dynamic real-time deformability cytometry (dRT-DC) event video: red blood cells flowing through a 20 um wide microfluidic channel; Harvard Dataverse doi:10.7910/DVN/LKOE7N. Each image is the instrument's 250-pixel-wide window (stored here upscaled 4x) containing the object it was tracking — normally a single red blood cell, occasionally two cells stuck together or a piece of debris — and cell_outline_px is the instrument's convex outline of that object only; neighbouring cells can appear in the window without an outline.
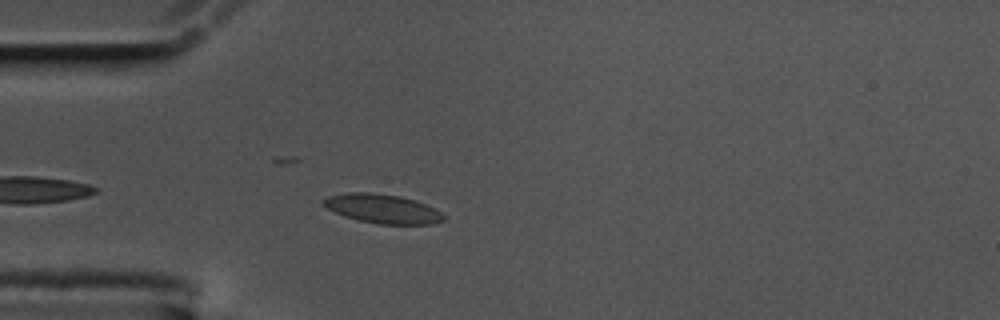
{"species": "common noctule bat (a hibernating species)", "species_latin": "Nyctalus noctula", "temperature_condition": "cold", "stored_images_in_passage": 45, "segment_of_instrument_passage": [1, 2], "camera_frame_rate_fps": 3000, "um_per_image_px": 0.085, "animal": {"sex": "male", "body_mass_g": 17.5, "forearm_length_mm": 52.3}, "frame": {"image": 1, "passage_image": 5, "time_ms": 1.333, "image_size_px": [1000, 320], "cell_outline_px": [[444, 220], [432, 224], [380, 224], [360, 220], [344, 216], [328, 208], [320, 200], [328, 196], [348, 192], [368, 192], [400, 196], [424, 204], [440, 212], [444, 216]], "centroid_in_image_um": [32.48, 17.74], "position_along_channel_um": 52.5, "area_um2": 20.0}}
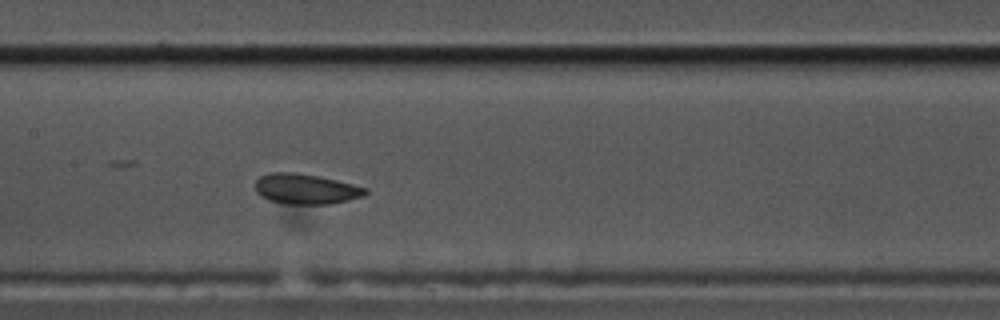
{"frame": {"image": 2, "passage_image": 17, "time_ms": 5.333, "image_size_px": [1000, 320], "cell_outline_px": [[368, 192], [364, 196], [332, 204], [284, 204], [268, 200], [260, 196], [256, 192], [256, 180], [260, 176], [268, 172], [296, 172], [336, 180], [368, 188]], "centroid_in_image_um": [25.98, 16.07], "position_along_channel_um": 181.4, "area_um2": 19.59}}
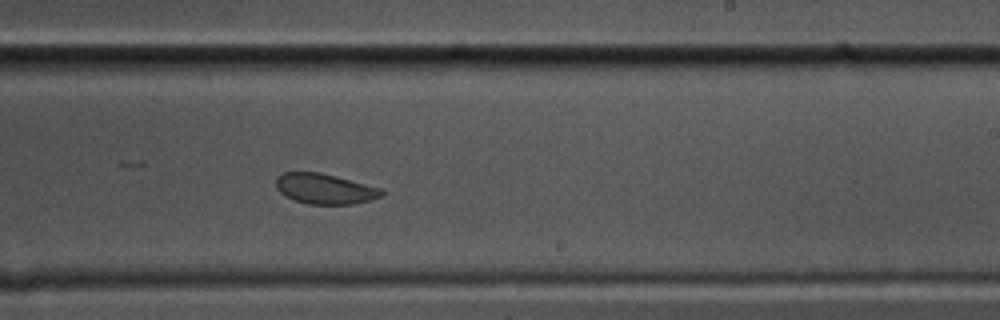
{"frame": {"image": 3, "passage_image": 24, "time_ms": 7.667, "image_size_px": [1000, 320], "cell_outline_px": [[384, 192], [380, 196], [368, 200], [352, 204], [308, 204], [284, 196], [276, 188], [276, 176], [284, 172], [320, 172], [380, 188]], "centroid_in_image_um": [27.54, 16.04], "position_along_channel_um": 261.5, "area_um2": 18.44}}